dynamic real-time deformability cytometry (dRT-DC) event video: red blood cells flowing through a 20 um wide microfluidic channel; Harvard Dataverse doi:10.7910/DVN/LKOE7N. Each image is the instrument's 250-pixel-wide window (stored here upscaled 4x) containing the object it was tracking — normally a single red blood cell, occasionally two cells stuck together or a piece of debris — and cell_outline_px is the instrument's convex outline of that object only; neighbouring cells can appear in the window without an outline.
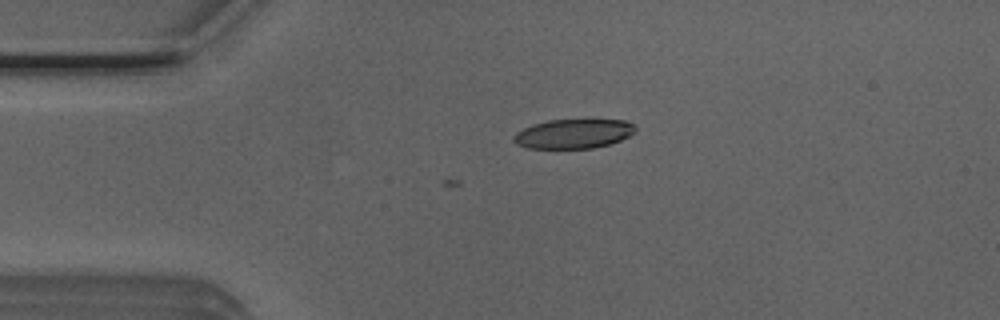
{"species": "Egyptian fruit bat (a non-hibernating species)", "species_latin": "Rousettus aegyptiacus", "temperature_condition": "room temperature", "stored_images_in_passage": 3, "camera_frame_rate_fps": 3000, "um_per_image_px": 0.085, "animal": {"sex": "male"}, "frame": {"image": 1, "passage_image": 1, "time_ms": 0.0, "image_size_px": [1000, 320], "cell_outline_px": [[636, 132], [620, 140], [608, 144], [592, 148], [528, 148], [516, 144], [512, 140], [512, 136], [516, 132], [532, 124], [548, 120], [624, 120], [636, 124]], "centroid_in_image_um": [48.73, 11.36], "position_along_channel_um": 36.3, "area_um2": 20.87}}